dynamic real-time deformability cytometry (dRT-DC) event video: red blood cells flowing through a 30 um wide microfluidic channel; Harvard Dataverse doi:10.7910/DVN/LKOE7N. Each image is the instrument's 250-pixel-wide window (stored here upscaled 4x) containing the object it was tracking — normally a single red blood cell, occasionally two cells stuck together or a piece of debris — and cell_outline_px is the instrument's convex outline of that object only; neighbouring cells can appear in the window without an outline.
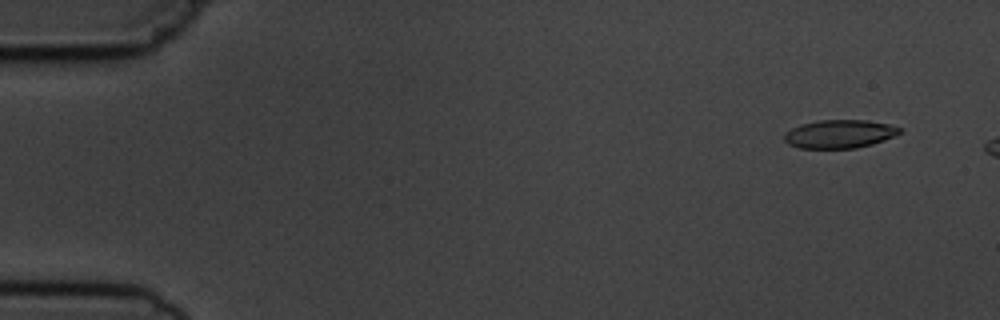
{"species": "common noctule bat (a hibernating species)", "species_latin": "Nyctalus noctula", "temperature_condition": "cold", "stored_images_in_passage": 3, "camera_frame_rate_fps": 3000, "um_per_image_px": 0.085, "animal": {"sex": "male", "body_mass_g": 19.5, "forearm_length_mm": 54.6}, "frame": {"image": 1, "passage_image": 1, "time_ms": 0.0, "image_size_px": [1000, 320], "cell_outline_px": [[900, 132], [896, 136], [872, 144], [856, 148], [800, 148], [788, 144], [784, 140], [784, 132], [800, 124], [820, 120], [868, 120], [888, 124], [900, 128]], "centroid_in_image_um": [71.34, 11.38], "position_along_channel_um": 13.7, "area_um2": 19.07}}